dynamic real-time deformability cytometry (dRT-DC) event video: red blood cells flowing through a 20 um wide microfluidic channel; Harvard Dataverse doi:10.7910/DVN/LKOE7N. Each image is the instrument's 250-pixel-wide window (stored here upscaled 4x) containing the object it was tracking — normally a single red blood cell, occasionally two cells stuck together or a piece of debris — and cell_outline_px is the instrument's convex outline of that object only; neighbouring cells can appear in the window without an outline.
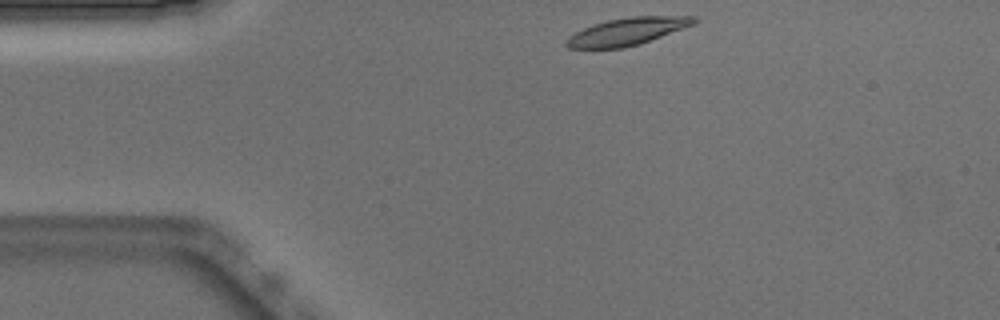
{"species": "Egyptian fruit bat (a non-hibernating species)", "species_latin": "Rousettus aegyptiacus", "temperature_condition": "warm", "stored_images_in_passage": 43, "camera_frame_rate_fps": 3000, "um_per_image_px": 0.085, "animal": {"sex": "male"}, "frame": {"image": 1, "passage_image": 1, "time_ms": 0.0, "image_size_px": [1000, 320], "cell_outline_px": [[700, 20], [696, 24], [640, 44], [624, 48], [568, 48], [564, 44], [564, 40], [568, 36], [592, 24], [608, 20], [632, 16], [696, 16]], "centroid_in_image_um": [53.34, 2.67], "position_along_channel_um": 31.7, "area_um2": 20.58}}
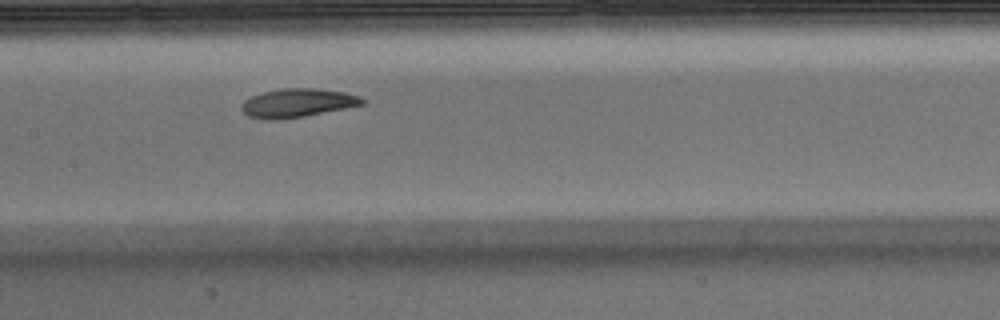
{"frame": {"image": 2, "passage_image": 16, "time_ms": 5.0, "image_size_px": [1000, 320], "cell_outline_px": [[364, 104], [304, 116], [280, 120], [264, 120], [248, 116], [240, 108], [240, 104], [244, 100], [252, 96], [264, 92], [280, 88], [312, 88], [344, 92], [360, 96], [364, 100]], "centroid_in_image_um": [25.23, 8.76], "position_along_channel_um": 182.2, "area_um2": 20.11}}
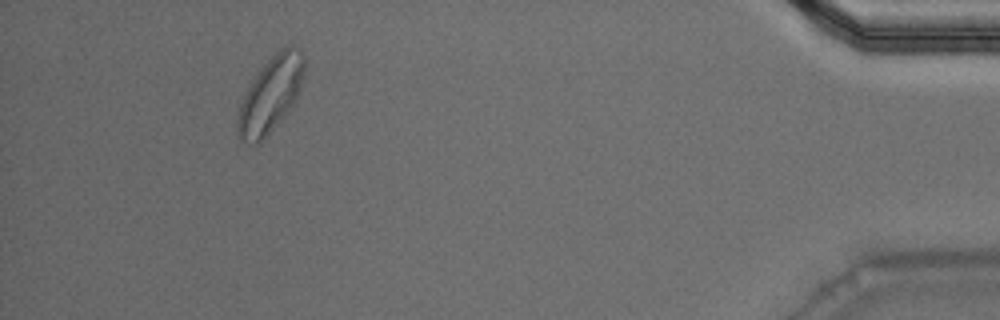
{"frame": {"image": 3, "passage_image": 39, "time_ms": 12.667, "image_size_px": [1000, 320], "cell_outline_px": [[304, 72], [300, 88], [296, 100], [288, 112], [264, 140], [260, 144], [248, 144], [240, 140], [236, 136], [236, 116], [240, 104], [252, 80], [264, 64], [276, 52], [288, 44], [292, 44], [300, 48], [304, 56]], "centroid_in_image_um": [22.99, 8.09], "position_along_channel_um": 412.2, "area_um2": 29.77}, "authors_computed_cell_mechanics": {"area_um2": 20.5768, "velocity_mm_per_s": 3.8491, "shape_relaxation_time_tau1_ms": 5.2819, "shape_relaxation_time_tau2_ms": 3.2039, "deformation_change_tau1": 0.1641, "deformation_change_tau2": 0.0865}}